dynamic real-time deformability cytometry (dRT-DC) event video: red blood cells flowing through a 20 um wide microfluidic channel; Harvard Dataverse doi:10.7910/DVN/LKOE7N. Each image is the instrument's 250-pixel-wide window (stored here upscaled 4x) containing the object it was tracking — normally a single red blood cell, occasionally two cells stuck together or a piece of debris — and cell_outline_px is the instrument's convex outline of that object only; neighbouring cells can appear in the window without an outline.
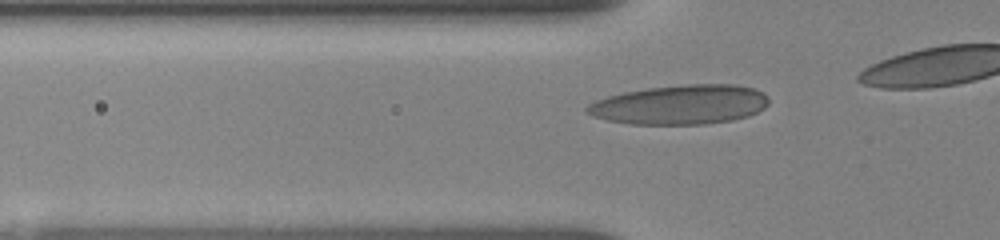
{"species": "human", "species_latin": "Homo sapiens", "temperature_condition": "room temperature", "stored_images_in_passage": 48, "camera_frame_rate_fps": 3000, "um_per_image_px": 0.085, "donor": {"sex": "female"}, "frame": {"image": 1, "passage_image": 9, "time_ms": 1.667, "image_size_px": [1000, 240], "cell_outline_px": [[768, 104], [764, 108], [748, 116], [732, 120], [704, 124], [628, 124], [608, 120], [592, 116], [584, 112], [584, 108], [588, 104], [596, 100], [608, 96], [624, 92], [648, 88], [688, 84], [736, 84], [752, 88], [768, 96]], "centroid_in_image_um": [57.79, 8.9], "position_along_channel_um": 68.0, "area_um2": 41.79}}
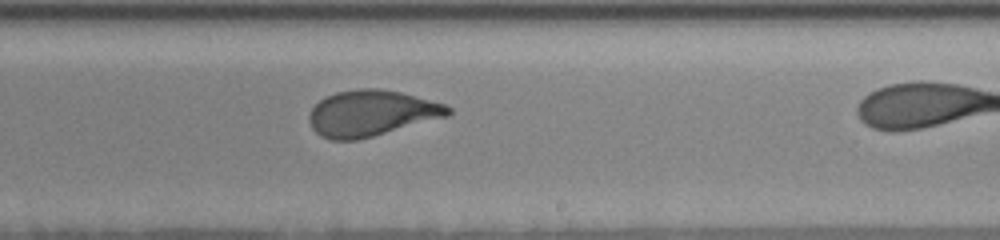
{"frame": {"image": 2, "passage_image": 32, "time_ms": 6.667, "image_size_px": [1000, 240], "cell_outline_px": [[452, 112], [448, 116], [372, 136], [356, 140], [332, 140], [320, 136], [312, 128], [308, 120], [308, 116], [312, 108], [320, 100], [336, 92], [360, 88], [376, 88], [400, 92], [444, 104], [452, 108]], "centroid_in_image_um": [31.54, 9.62], "position_along_channel_um": 257.5, "area_um2": 36.88}}
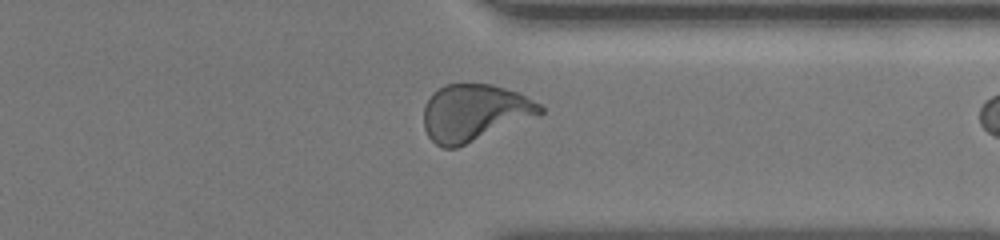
{"frame": {"image": 3, "passage_image": 47, "time_ms": 9.667, "image_size_px": [1000, 240], "cell_outline_px": [[544, 112], [540, 116], [456, 148], [440, 148], [428, 136], [424, 128], [424, 108], [432, 92], [444, 84], [492, 84], [516, 92], [540, 104], [544, 108]], "centroid_in_image_um": [40.33, 9.59], "position_along_channel_um": 371.1, "area_um2": 38.78}}